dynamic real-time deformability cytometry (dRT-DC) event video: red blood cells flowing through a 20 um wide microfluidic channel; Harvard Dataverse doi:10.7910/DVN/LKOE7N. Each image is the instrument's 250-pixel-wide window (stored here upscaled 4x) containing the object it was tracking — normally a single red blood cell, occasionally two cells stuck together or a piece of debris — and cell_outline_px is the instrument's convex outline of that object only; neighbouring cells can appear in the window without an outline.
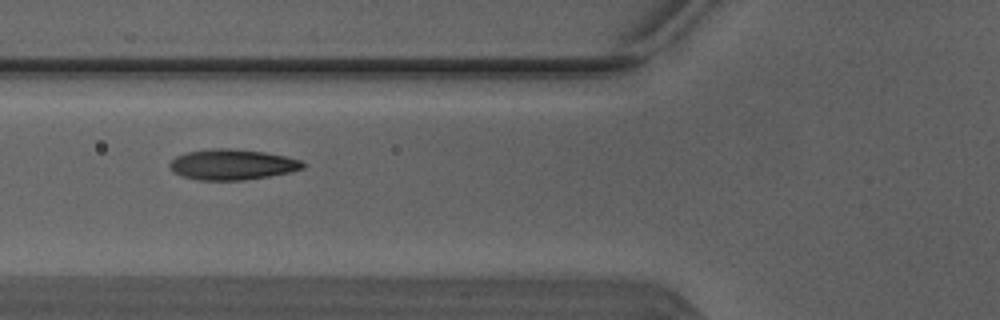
{"species": "Egyptian fruit bat (a non-hibernating species)", "species_latin": "Rousettus aegyptiacus", "temperature_condition": "warm", "stored_images_in_passage": 2, "camera_frame_rate_fps": 3000, "um_per_image_px": 0.085, "animal": {"sex": "male"}, "frame": {"image": 1, "passage_image": 2, "time_ms": 0.333, "image_size_px": [1000, 320], "cell_outline_px": [[304, 168], [288, 172], [268, 176], [240, 180], [200, 180], [180, 176], [172, 172], [168, 164], [176, 156], [184, 152], [212, 148], [228, 148], [264, 152], [284, 156], [300, 160], [304, 164]], "centroid_in_image_um": [19.66, 13.98], "position_along_channel_um": 106.1, "area_um2": 23.64}}